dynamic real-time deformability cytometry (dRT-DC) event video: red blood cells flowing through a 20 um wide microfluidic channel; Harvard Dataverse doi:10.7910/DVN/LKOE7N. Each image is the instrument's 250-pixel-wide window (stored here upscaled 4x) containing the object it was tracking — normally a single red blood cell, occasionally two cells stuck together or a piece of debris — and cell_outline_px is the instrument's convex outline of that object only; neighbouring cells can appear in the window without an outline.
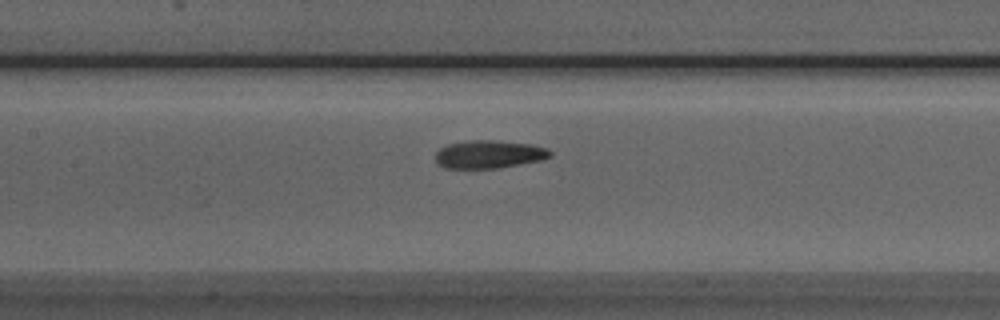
{"species": "Egyptian fruit bat (a non-hibernating species)", "species_latin": "Rousettus aegyptiacus", "temperature_condition": "room temperature", "stored_images_in_passage": 36, "camera_frame_rate_fps": 3000, "um_per_image_px": 0.085, "animal": {"sex": "male"}, "frame": {"image": 1, "passage_image": 11, "time_ms": 3.333, "image_size_px": [1000, 320], "cell_outline_px": [[552, 156], [540, 160], [496, 168], [444, 168], [436, 160], [436, 152], [440, 148], [448, 144], [472, 140], [496, 140], [532, 144], [548, 148], [552, 152]], "centroid_in_image_um": [41.59, 13.1], "position_along_channel_um": 165.8, "area_um2": 18.61}}
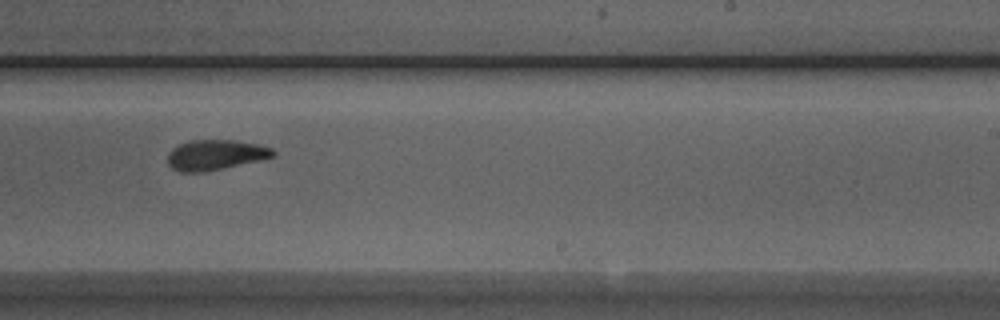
{"frame": {"image": 2, "passage_image": 19, "time_ms": 6.0, "image_size_px": [1000, 320], "cell_outline_px": [[276, 156], [204, 172], [180, 172], [172, 168], [168, 164], [168, 152], [172, 148], [188, 140], [232, 140], [256, 144], [272, 148], [276, 152]], "centroid_in_image_um": [18.28, 13.16], "position_along_channel_um": 270.7, "area_um2": 18.44}}
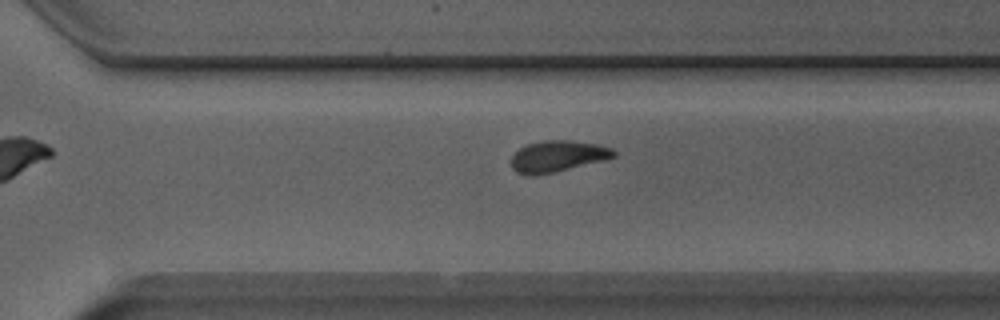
{"frame": {"image": 3, "passage_image": 23, "time_ms": 7.333, "image_size_px": [1000, 320], "cell_outline_px": [[616, 156], [604, 160], [552, 172], [532, 176], [528, 176], [516, 172], [512, 168], [512, 156], [520, 148], [528, 144], [544, 140], [568, 140], [596, 144], [612, 148], [616, 152]], "centroid_in_image_um": [47.39, 13.28], "position_along_channel_um": 323.2, "area_um2": 18.44}, "authors_computed_cell_mechanics": {"area_um2": 18.6983, "velocity_mm_per_s": 3.9416, "shape_relaxation_time_tau1_ms": 5.1294, "shape_relaxation_time_tau2_ms": 5.0635, "deformation_change_tau1": 0.1756, "deformation_change_tau2": 0.0985}}